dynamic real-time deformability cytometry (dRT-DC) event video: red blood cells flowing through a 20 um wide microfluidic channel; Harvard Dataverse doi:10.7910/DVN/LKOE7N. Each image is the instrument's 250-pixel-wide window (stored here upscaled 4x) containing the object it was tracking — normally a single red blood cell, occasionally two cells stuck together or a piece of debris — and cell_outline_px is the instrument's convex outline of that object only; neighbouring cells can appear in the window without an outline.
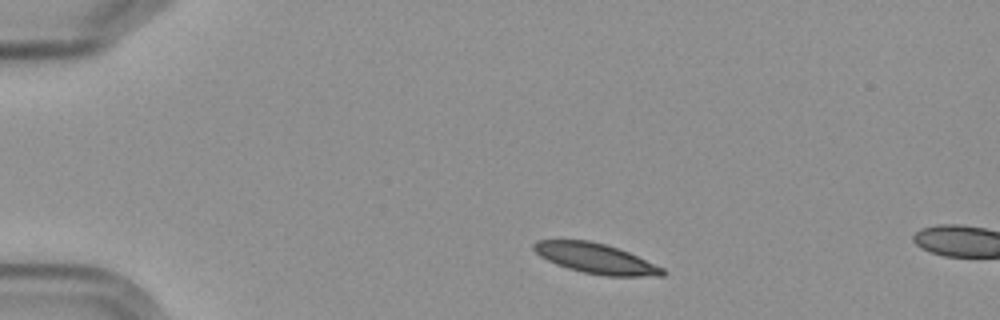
{"species": "Egyptian fruit bat (a non-hibernating species)", "species_latin": "Rousettus aegyptiacus", "temperature_condition": "cold", "stored_images_in_passage": 3, "camera_frame_rate_fps": 3000, "um_per_image_px": 0.085, "frame": {"image": 1, "passage_image": 1, "time_ms": 0.0, "image_size_px": [1000, 320], "cell_outline_px": [[668, 272], [664, 276], [604, 276], [580, 272], [556, 264], [540, 256], [532, 248], [532, 244], [536, 240], [588, 240], [604, 244], [628, 252], [664, 268]], "centroid_in_image_um": [50.64, 21.98], "position_along_channel_um": 34.4, "area_um2": 22.6}}